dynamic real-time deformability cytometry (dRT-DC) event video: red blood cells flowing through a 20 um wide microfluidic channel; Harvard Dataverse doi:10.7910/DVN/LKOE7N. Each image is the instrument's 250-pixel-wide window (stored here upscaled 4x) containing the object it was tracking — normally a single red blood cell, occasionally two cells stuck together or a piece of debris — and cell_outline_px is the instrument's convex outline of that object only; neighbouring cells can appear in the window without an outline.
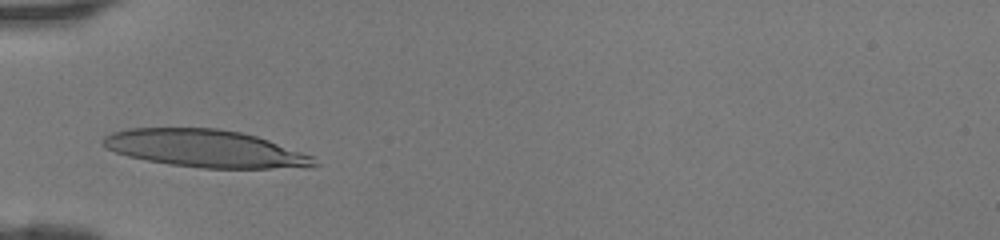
{"species": "human", "species_latin": "Homo sapiens", "temperature_condition": "room temperature", "stored_images_in_passage": 27, "camera_frame_rate_fps": 3000, "um_per_image_px": 0.085, "donor": {"sex": "female"}, "frame": {"image": 1, "passage_image": 1, "time_ms": 0.0, "image_size_px": [1000, 240], "cell_outline_px": [[320, 164], [308, 168], [200, 168], [168, 164], [128, 156], [104, 148], [100, 144], [100, 140], [112, 132], [128, 128], [216, 128], [240, 132], [256, 136], [268, 140], [312, 156]], "centroid_in_image_um": [17.43, 12.63], "position_along_channel_um": 67.6, "area_um2": 46.18}}
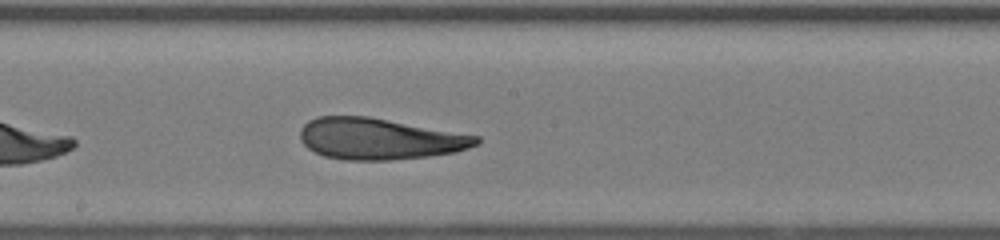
{"frame": {"image": 2, "passage_image": 11, "time_ms": 3.333, "image_size_px": [1000, 240], "cell_outline_px": [[480, 144], [456, 152], [428, 156], [392, 160], [344, 160], [324, 156], [308, 148], [300, 140], [300, 128], [308, 120], [316, 116], [368, 116], [480, 136]], "centroid_in_image_um": [32.24, 11.8], "position_along_channel_um": 216.0, "area_um2": 42.6}}
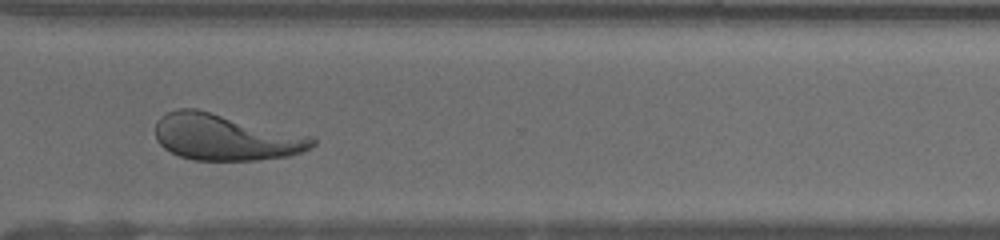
{"frame": {"image": 3, "passage_image": 20, "time_ms": 6.333, "image_size_px": [1000, 240], "cell_outline_px": [[316, 144], [312, 148], [288, 156], [256, 160], [192, 160], [180, 156], [164, 148], [156, 140], [156, 120], [160, 116], [176, 108], [196, 108], [312, 136], [316, 140]], "centroid_in_image_um": [19.15, 11.65], "position_along_channel_um": 351.4, "area_um2": 42.48}}